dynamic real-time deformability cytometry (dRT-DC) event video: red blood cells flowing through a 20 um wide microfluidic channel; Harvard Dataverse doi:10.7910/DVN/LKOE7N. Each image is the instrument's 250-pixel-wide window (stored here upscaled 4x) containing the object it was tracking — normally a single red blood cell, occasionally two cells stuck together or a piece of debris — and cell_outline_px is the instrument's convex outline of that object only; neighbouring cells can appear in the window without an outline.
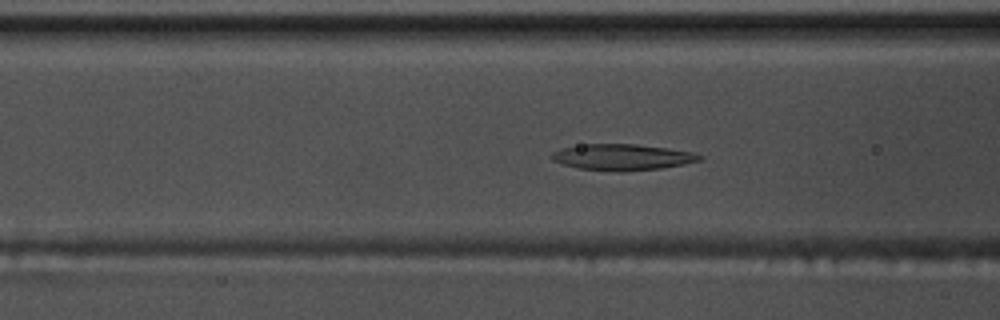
{"species": "common noctule bat (a hibernating species)", "species_latin": "Nyctalus noctula", "temperature_condition": "warm", "stored_images_in_passage": 55, "segment_of_instrument_passage": [1, 2], "camera_frame_rate_fps": 3000, "um_per_image_px": 0.085, "animal": {"sex": "male", "body_mass_g": 17.5, "forearm_length_mm": 52.3}, "frame": {"image": 1, "passage_image": 21, "time_ms": 6.667, "image_size_px": [1000, 320], "cell_outline_px": [[704, 156], [700, 160], [684, 164], [660, 168], [620, 172], [580, 168], [564, 164], [552, 160], [552, 152], [560, 148], [588, 144], [636, 144], [692, 152]], "centroid_in_image_um": [52.89, 13.36], "position_along_channel_um": 113.7, "area_um2": 22.2}}
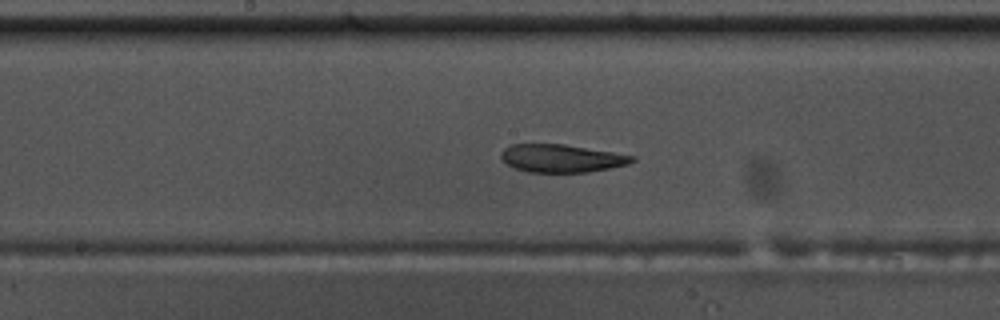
{"frame": {"image": 2, "passage_image": 28, "time_ms": 9.0, "image_size_px": [1000, 320], "cell_outline_px": [[636, 160], [628, 164], [612, 168], [588, 172], [528, 172], [516, 168], [508, 164], [500, 156], [500, 152], [504, 148], [512, 144], [564, 144], [636, 156]], "centroid_in_image_um": [47.75, 13.45], "position_along_channel_um": 200.4, "area_um2": 21.27}}
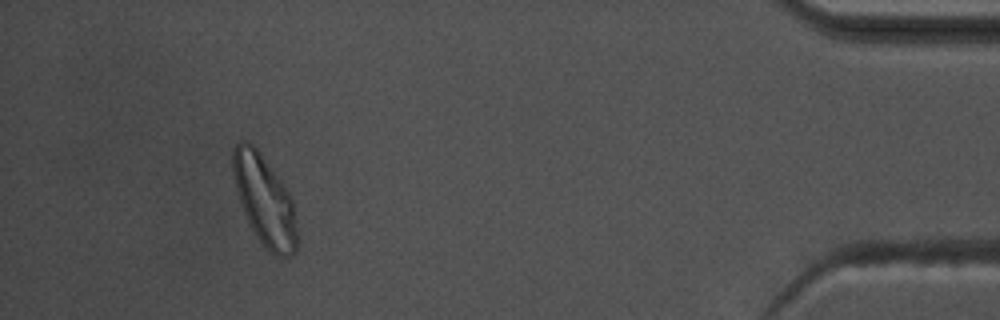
{"frame": {"image": 3, "passage_image": 50, "time_ms": 16.333, "image_size_px": [1000, 320], "cell_outline_px": [[296, 252], [292, 256], [276, 256], [256, 236], [240, 204], [236, 192], [232, 172], [232, 148], [240, 140], [244, 140], [252, 144], [260, 152], [280, 180], [288, 192], [292, 200], [296, 228]], "centroid_in_image_um": [22.45, 16.99], "position_along_channel_um": 412.8, "area_um2": 33.18}}